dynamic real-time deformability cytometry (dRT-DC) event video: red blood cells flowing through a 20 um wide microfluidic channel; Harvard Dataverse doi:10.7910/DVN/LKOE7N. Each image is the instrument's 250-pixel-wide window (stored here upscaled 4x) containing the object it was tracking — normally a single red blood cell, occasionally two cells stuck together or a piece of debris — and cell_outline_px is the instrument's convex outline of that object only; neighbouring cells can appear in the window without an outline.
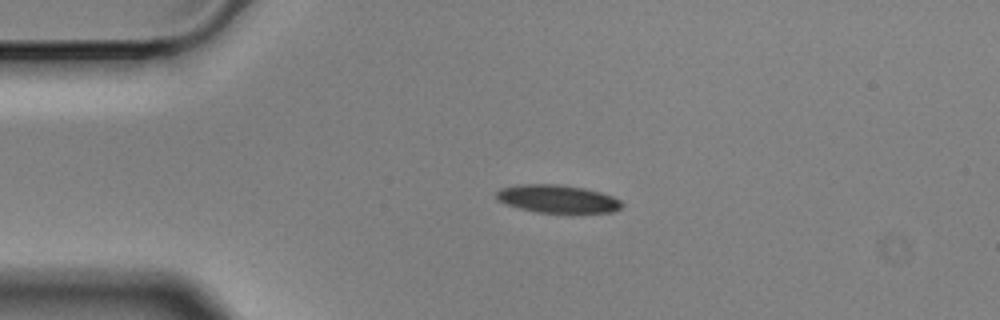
{"species": "Egyptian fruit bat (a non-hibernating species)", "species_latin": "Rousettus aegyptiacus", "temperature_condition": "cold", "stored_images_in_passage": 3, "camera_frame_rate_fps": 3000, "um_per_image_px": 0.085, "animal": {"sex": "male"}, "frame": {"image": 1, "passage_image": 2, "time_ms": 0.333, "image_size_px": [1000, 320], "cell_outline_px": [[624, 204], [620, 208], [612, 212], [536, 212], [504, 204], [496, 200], [496, 192], [500, 188], [520, 184], [560, 184], [584, 188], [600, 192], [612, 196], [620, 200]], "centroid_in_image_um": [47.35, 16.89], "position_along_channel_um": 37.7, "area_um2": 20.4}}